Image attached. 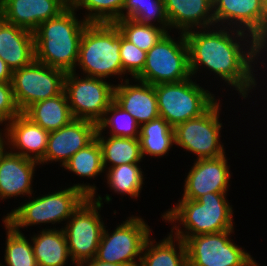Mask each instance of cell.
Here are the masks:
<instances>
[{
    "instance_id": "obj_20",
    "label": "cell",
    "mask_w": 267,
    "mask_h": 266,
    "mask_svg": "<svg viewBox=\"0 0 267 266\" xmlns=\"http://www.w3.org/2000/svg\"><path fill=\"white\" fill-rule=\"evenodd\" d=\"M114 101L134 117L139 125L160 116L155 88L149 83L136 79L117 83L114 87Z\"/></svg>"
},
{
    "instance_id": "obj_30",
    "label": "cell",
    "mask_w": 267,
    "mask_h": 266,
    "mask_svg": "<svg viewBox=\"0 0 267 266\" xmlns=\"http://www.w3.org/2000/svg\"><path fill=\"white\" fill-rule=\"evenodd\" d=\"M62 168L87 180H95L94 178L102 176L105 169L103 167L102 148L97 138L75 153Z\"/></svg>"
},
{
    "instance_id": "obj_40",
    "label": "cell",
    "mask_w": 267,
    "mask_h": 266,
    "mask_svg": "<svg viewBox=\"0 0 267 266\" xmlns=\"http://www.w3.org/2000/svg\"><path fill=\"white\" fill-rule=\"evenodd\" d=\"M5 130L0 128V153L5 149Z\"/></svg>"
},
{
    "instance_id": "obj_25",
    "label": "cell",
    "mask_w": 267,
    "mask_h": 266,
    "mask_svg": "<svg viewBox=\"0 0 267 266\" xmlns=\"http://www.w3.org/2000/svg\"><path fill=\"white\" fill-rule=\"evenodd\" d=\"M23 114L48 132L56 131L74 119L65 91L53 98L33 103Z\"/></svg>"
},
{
    "instance_id": "obj_10",
    "label": "cell",
    "mask_w": 267,
    "mask_h": 266,
    "mask_svg": "<svg viewBox=\"0 0 267 266\" xmlns=\"http://www.w3.org/2000/svg\"><path fill=\"white\" fill-rule=\"evenodd\" d=\"M105 225L95 256L96 260L140 266L142 250L152 228L142 216L131 215L111 232ZM107 228V229H106Z\"/></svg>"
},
{
    "instance_id": "obj_24",
    "label": "cell",
    "mask_w": 267,
    "mask_h": 266,
    "mask_svg": "<svg viewBox=\"0 0 267 266\" xmlns=\"http://www.w3.org/2000/svg\"><path fill=\"white\" fill-rule=\"evenodd\" d=\"M166 236L158 242L152 236L147 238L140 266H188L185 241L171 232Z\"/></svg>"
},
{
    "instance_id": "obj_34",
    "label": "cell",
    "mask_w": 267,
    "mask_h": 266,
    "mask_svg": "<svg viewBox=\"0 0 267 266\" xmlns=\"http://www.w3.org/2000/svg\"><path fill=\"white\" fill-rule=\"evenodd\" d=\"M115 24L126 40L146 52H148L169 32L163 27L140 24L129 18L119 19Z\"/></svg>"
},
{
    "instance_id": "obj_5",
    "label": "cell",
    "mask_w": 267,
    "mask_h": 266,
    "mask_svg": "<svg viewBox=\"0 0 267 266\" xmlns=\"http://www.w3.org/2000/svg\"><path fill=\"white\" fill-rule=\"evenodd\" d=\"M120 46L121 33L115 23H88L81 37L74 72L82 71L81 75L106 80L113 76L119 83L129 79L123 72Z\"/></svg>"
},
{
    "instance_id": "obj_14",
    "label": "cell",
    "mask_w": 267,
    "mask_h": 266,
    "mask_svg": "<svg viewBox=\"0 0 267 266\" xmlns=\"http://www.w3.org/2000/svg\"><path fill=\"white\" fill-rule=\"evenodd\" d=\"M226 154L218 158L194 159L185 175L181 199L197 200L206 193L228 192L233 173Z\"/></svg>"
},
{
    "instance_id": "obj_4",
    "label": "cell",
    "mask_w": 267,
    "mask_h": 266,
    "mask_svg": "<svg viewBox=\"0 0 267 266\" xmlns=\"http://www.w3.org/2000/svg\"><path fill=\"white\" fill-rule=\"evenodd\" d=\"M76 12L69 6L33 31L36 61L65 72L75 70L81 37L88 24Z\"/></svg>"
},
{
    "instance_id": "obj_3",
    "label": "cell",
    "mask_w": 267,
    "mask_h": 266,
    "mask_svg": "<svg viewBox=\"0 0 267 266\" xmlns=\"http://www.w3.org/2000/svg\"><path fill=\"white\" fill-rule=\"evenodd\" d=\"M60 189V190H59ZM48 194H40L35 197L29 196L18 207H14L9 213L4 215V220L15 230L28 228V226L47 225L42 229H56V224L65 222L72 216L73 212L81 205L87 197L97 194L98 187L93 183H77L69 187L60 188Z\"/></svg>"
},
{
    "instance_id": "obj_27",
    "label": "cell",
    "mask_w": 267,
    "mask_h": 266,
    "mask_svg": "<svg viewBox=\"0 0 267 266\" xmlns=\"http://www.w3.org/2000/svg\"><path fill=\"white\" fill-rule=\"evenodd\" d=\"M96 138L102 148L104 169L143 162L139 138L112 137L105 134H96Z\"/></svg>"
},
{
    "instance_id": "obj_9",
    "label": "cell",
    "mask_w": 267,
    "mask_h": 266,
    "mask_svg": "<svg viewBox=\"0 0 267 266\" xmlns=\"http://www.w3.org/2000/svg\"><path fill=\"white\" fill-rule=\"evenodd\" d=\"M218 100L201 116L174 127L175 146L196 156V159L218 158L226 154L221 141L222 104Z\"/></svg>"
},
{
    "instance_id": "obj_41",
    "label": "cell",
    "mask_w": 267,
    "mask_h": 266,
    "mask_svg": "<svg viewBox=\"0 0 267 266\" xmlns=\"http://www.w3.org/2000/svg\"><path fill=\"white\" fill-rule=\"evenodd\" d=\"M248 266H265V265H260L256 262V260L254 259V257H252L250 263Z\"/></svg>"
},
{
    "instance_id": "obj_36",
    "label": "cell",
    "mask_w": 267,
    "mask_h": 266,
    "mask_svg": "<svg viewBox=\"0 0 267 266\" xmlns=\"http://www.w3.org/2000/svg\"><path fill=\"white\" fill-rule=\"evenodd\" d=\"M11 82H0V126H6L13 118L20 115Z\"/></svg>"
},
{
    "instance_id": "obj_22",
    "label": "cell",
    "mask_w": 267,
    "mask_h": 266,
    "mask_svg": "<svg viewBox=\"0 0 267 266\" xmlns=\"http://www.w3.org/2000/svg\"><path fill=\"white\" fill-rule=\"evenodd\" d=\"M0 58L12 71L31 64L35 60L33 32L3 20L0 23Z\"/></svg>"
},
{
    "instance_id": "obj_23",
    "label": "cell",
    "mask_w": 267,
    "mask_h": 266,
    "mask_svg": "<svg viewBox=\"0 0 267 266\" xmlns=\"http://www.w3.org/2000/svg\"><path fill=\"white\" fill-rule=\"evenodd\" d=\"M30 236L37 266H66L69 260L67 240L63 229H41Z\"/></svg>"
},
{
    "instance_id": "obj_1",
    "label": "cell",
    "mask_w": 267,
    "mask_h": 266,
    "mask_svg": "<svg viewBox=\"0 0 267 266\" xmlns=\"http://www.w3.org/2000/svg\"><path fill=\"white\" fill-rule=\"evenodd\" d=\"M184 35L189 50L192 77L196 78L198 73L199 77L203 70L206 73L208 71V76L214 75V81L215 78L223 81L222 86L226 85L228 90L229 87L232 88L243 99L252 98L249 94L261 88L262 84L258 83L256 77L258 73L255 72L265 69L262 66L266 67V51L251 34L215 25L194 29Z\"/></svg>"
},
{
    "instance_id": "obj_19",
    "label": "cell",
    "mask_w": 267,
    "mask_h": 266,
    "mask_svg": "<svg viewBox=\"0 0 267 266\" xmlns=\"http://www.w3.org/2000/svg\"><path fill=\"white\" fill-rule=\"evenodd\" d=\"M6 148L17 155L39 162L47 149L49 132L33 123L23 113L5 127Z\"/></svg>"
},
{
    "instance_id": "obj_35",
    "label": "cell",
    "mask_w": 267,
    "mask_h": 266,
    "mask_svg": "<svg viewBox=\"0 0 267 266\" xmlns=\"http://www.w3.org/2000/svg\"><path fill=\"white\" fill-rule=\"evenodd\" d=\"M120 56L123 72L135 79L144 69L147 52L126 40L121 35Z\"/></svg>"
},
{
    "instance_id": "obj_32",
    "label": "cell",
    "mask_w": 267,
    "mask_h": 266,
    "mask_svg": "<svg viewBox=\"0 0 267 266\" xmlns=\"http://www.w3.org/2000/svg\"><path fill=\"white\" fill-rule=\"evenodd\" d=\"M6 231L4 266H37L31 239L15 230L2 217Z\"/></svg>"
},
{
    "instance_id": "obj_13",
    "label": "cell",
    "mask_w": 267,
    "mask_h": 266,
    "mask_svg": "<svg viewBox=\"0 0 267 266\" xmlns=\"http://www.w3.org/2000/svg\"><path fill=\"white\" fill-rule=\"evenodd\" d=\"M231 234L234 230L189 237L185 241L188 266H248L253 256Z\"/></svg>"
},
{
    "instance_id": "obj_37",
    "label": "cell",
    "mask_w": 267,
    "mask_h": 266,
    "mask_svg": "<svg viewBox=\"0 0 267 266\" xmlns=\"http://www.w3.org/2000/svg\"><path fill=\"white\" fill-rule=\"evenodd\" d=\"M261 47L267 52V0L262 2Z\"/></svg>"
},
{
    "instance_id": "obj_7",
    "label": "cell",
    "mask_w": 267,
    "mask_h": 266,
    "mask_svg": "<svg viewBox=\"0 0 267 266\" xmlns=\"http://www.w3.org/2000/svg\"><path fill=\"white\" fill-rule=\"evenodd\" d=\"M199 84L197 78L190 77L154 85L159 115L172 127L201 116L218 100L214 93Z\"/></svg>"
},
{
    "instance_id": "obj_2",
    "label": "cell",
    "mask_w": 267,
    "mask_h": 266,
    "mask_svg": "<svg viewBox=\"0 0 267 266\" xmlns=\"http://www.w3.org/2000/svg\"><path fill=\"white\" fill-rule=\"evenodd\" d=\"M227 194L211 192L197 200L179 198L161 214L162 221L170 223V232L183 241L192 236L234 230V210Z\"/></svg>"
},
{
    "instance_id": "obj_29",
    "label": "cell",
    "mask_w": 267,
    "mask_h": 266,
    "mask_svg": "<svg viewBox=\"0 0 267 266\" xmlns=\"http://www.w3.org/2000/svg\"><path fill=\"white\" fill-rule=\"evenodd\" d=\"M133 19L140 24L163 27L170 32L164 0H125L121 19Z\"/></svg>"
},
{
    "instance_id": "obj_39",
    "label": "cell",
    "mask_w": 267,
    "mask_h": 266,
    "mask_svg": "<svg viewBox=\"0 0 267 266\" xmlns=\"http://www.w3.org/2000/svg\"><path fill=\"white\" fill-rule=\"evenodd\" d=\"M79 266H128L124 264L107 263L96 260L95 258L81 263Z\"/></svg>"
},
{
    "instance_id": "obj_17",
    "label": "cell",
    "mask_w": 267,
    "mask_h": 266,
    "mask_svg": "<svg viewBox=\"0 0 267 266\" xmlns=\"http://www.w3.org/2000/svg\"><path fill=\"white\" fill-rule=\"evenodd\" d=\"M262 2L263 0H213L215 25L247 32L261 46Z\"/></svg>"
},
{
    "instance_id": "obj_18",
    "label": "cell",
    "mask_w": 267,
    "mask_h": 266,
    "mask_svg": "<svg viewBox=\"0 0 267 266\" xmlns=\"http://www.w3.org/2000/svg\"><path fill=\"white\" fill-rule=\"evenodd\" d=\"M68 7L69 0H0V13L4 20L32 32Z\"/></svg>"
},
{
    "instance_id": "obj_43",
    "label": "cell",
    "mask_w": 267,
    "mask_h": 266,
    "mask_svg": "<svg viewBox=\"0 0 267 266\" xmlns=\"http://www.w3.org/2000/svg\"><path fill=\"white\" fill-rule=\"evenodd\" d=\"M265 62H267V52H266V58H265ZM265 65H267V64H265Z\"/></svg>"
},
{
    "instance_id": "obj_16",
    "label": "cell",
    "mask_w": 267,
    "mask_h": 266,
    "mask_svg": "<svg viewBox=\"0 0 267 266\" xmlns=\"http://www.w3.org/2000/svg\"><path fill=\"white\" fill-rule=\"evenodd\" d=\"M38 167L40 163L36 160L14 154L5 147L0 153V201L31 196Z\"/></svg>"
},
{
    "instance_id": "obj_31",
    "label": "cell",
    "mask_w": 267,
    "mask_h": 266,
    "mask_svg": "<svg viewBox=\"0 0 267 266\" xmlns=\"http://www.w3.org/2000/svg\"><path fill=\"white\" fill-rule=\"evenodd\" d=\"M107 132L105 133V131ZM139 123L114 100L97 123L96 134L112 137L139 138Z\"/></svg>"
},
{
    "instance_id": "obj_6",
    "label": "cell",
    "mask_w": 267,
    "mask_h": 266,
    "mask_svg": "<svg viewBox=\"0 0 267 266\" xmlns=\"http://www.w3.org/2000/svg\"><path fill=\"white\" fill-rule=\"evenodd\" d=\"M112 196L95 194L87 197L66 221L63 229L72 263L76 266L95 258L105 221L101 209L112 201ZM104 200V201H103ZM104 202V203H103Z\"/></svg>"
},
{
    "instance_id": "obj_21",
    "label": "cell",
    "mask_w": 267,
    "mask_h": 266,
    "mask_svg": "<svg viewBox=\"0 0 267 266\" xmlns=\"http://www.w3.org/2000/svg\"><path fill=\"white\" fill-rule=\"evenodd\" d=\"M164 6L170 33L215 26L213 0H164Z\"/></svg>"
},
{
    "instance_id": "obj_26",
    "label": "cell",
    "mask_w": 267,
    "mask_h": 266,
    "mask_svg": "<svg viewBox=\"0 0 267 266\" xmlns=\"http://www.w3.org/2000/svg\"><path fill=\"white\" fill-rule=\"evenodd\" d=\"M139 142L142 158H163L175 145L174 127L164 118H157L140 125Z\"/></svg>"
},
{
    "instance_id": "obj_33",
    "label": "cell",
    "mask_w": 267,
    "mask_h": 266,
    "mask_svg": "<svg viewBox=\"0 0 267 266\" xmlns=\"http://www.w3.org/2000/svg\"><path fill=\"white\" fill-rule=\"evenodd\" d=\"M124 2L125 0H69V6L77 12L84 9L83 18L88 23H115L121 19Z\"/></svg>"
},
{
    "instance_id": "obj_38",
    "label": "cell",
    "mask_w": 267,
    "mask_h": 266,
    "mask_svg": "<svg viewBox=\"0 0 267 266\" xmlns=\"http://www.w3.org/2000/svg\"><path fill=\"white\" fill-rule=\"evenodd\" d=\"M11 81H12V70L0 58V82H11Z\"/></svg>"
},
{
    "instance_id": "obj_28",
    "label": "cell",
    "mask_w": 267,
    "mask_h": 266,
    "mask_svg": "<svg viewBox=\"0 0 267 266\" xmlns=\"http://www.w3.org/2000/svg\"><path fill=\"white\" fill-rule=\"evenodd\" d=\"M107 187L117 195L124 197L129 196L130 199L136 200L140 197L144 181V171L140 163L122 164L116 167L105 169L104 174Z\"/></svg>"
},
{
    "instance_id": "obj_42",
    "label": "cell",
    "mask_w": 267,
    "mask_h": 266,
    "mask_svg": "<svg viewBox=\"0 0 267 266\" xmlns=\"http://www.w3.org/2000/svg\"><path fill=\"white\" fill-rule=\"evenodd\" d=\"M4 20L2 14L0 13V23Z\"/></svg>"
},
{
    "instance_id": "obj_12",
    "label": "cell",
    "mask_w": 267,
    "mask_h": 266,
    "mask_svg": "<svg viewBox=\"0 0 267 266\" xmlns=\"http://www.w3.org/2000/svg\"><path fill=\"white\" fill-rule=\"evenodd\" d=\"M65 75V71L36 60L12 71V90L20 111L23 113L33 103L61 94Z\"/></svg>"
},
{
    "instance_id": "obj_8",
    "label": "cell",
    "mask_w": 267,
    "mask_h": 266,
    "mask_svg": "<svg viewBox=\"0 0 267 266\" xmlns=\"http://www.w3.org/2000/svg\"><path fill=\"white\" fill-rule=\"evenodd\" d=\"M178 37L168 32L148 52L144 69L135 78L156 85L187 80L192 77L189 67V50L184 33ZM177 39V40H176Z\"/></svg>"
},
{
    "instance_id": "obj_15",
    "label": "cell",
    "mask_w": 267,
    "mask_h": 266,
    "mask_svg": "<svg viewBox=\"0 0 267 266\" xmlns=\"http://www.w3.org/2000/svg\"><path fill=\"white\" fill-rule=\"evenodd\" d=\"M96 132V123L80 119H73L68 125L49 132L47 149L40 165L58 162L63 167L75 153L96 138Z\"/></svg>"
},
{
    "instance_id": "obj_11",
    "label": "cell",
    "mask_w": 267,
    "mask_h": 266,
    "mask_svg": "<svg viewBox=\"0 0 267 266\" xmlns=\"http://www.w3.org/2000/svg\"><path fill=\"white\" fill-rule=\"evenodd\" d=\"M102 78L66 72L64 91L74 119L98 123L114 100L115 84Z\"/></svg>"
}]
</instances>
